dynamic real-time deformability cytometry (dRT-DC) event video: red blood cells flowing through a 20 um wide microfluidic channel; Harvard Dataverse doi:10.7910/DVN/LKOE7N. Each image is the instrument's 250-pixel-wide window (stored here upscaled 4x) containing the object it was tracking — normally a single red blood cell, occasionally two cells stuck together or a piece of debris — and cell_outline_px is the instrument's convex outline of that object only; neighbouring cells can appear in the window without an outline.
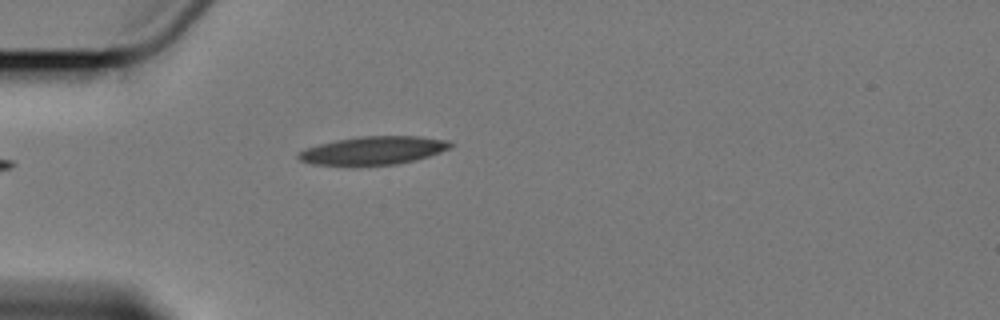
{"species": "Egyptian fruit bat (a non-hibernating species)", "species_latin": "Rousettus aegyptiacus", "temperature_condition": "cold", "stored_images_in_passage": 4, "camera_frame_rate_fps": 3000, "um_per_image_px": 0.085, "animal": {"sex": "female"}, "frame": {"image": 1, "passage_image": 4, "time_ms": 4.333, "image_size_px": [1000, 320], "cell_outline_px": [[456, 144], [452, 148], [428, 156], [396, 164], [312, 164], [300, 160], [296, 156], [296, 152], [304, 148], [336, 140], [360, 136], [420, 136], [448, 140]], "centroid_in_image_um": [31.76, 12.76], "position_along_channel_um": 53.2, "area_um2": 24.74}}